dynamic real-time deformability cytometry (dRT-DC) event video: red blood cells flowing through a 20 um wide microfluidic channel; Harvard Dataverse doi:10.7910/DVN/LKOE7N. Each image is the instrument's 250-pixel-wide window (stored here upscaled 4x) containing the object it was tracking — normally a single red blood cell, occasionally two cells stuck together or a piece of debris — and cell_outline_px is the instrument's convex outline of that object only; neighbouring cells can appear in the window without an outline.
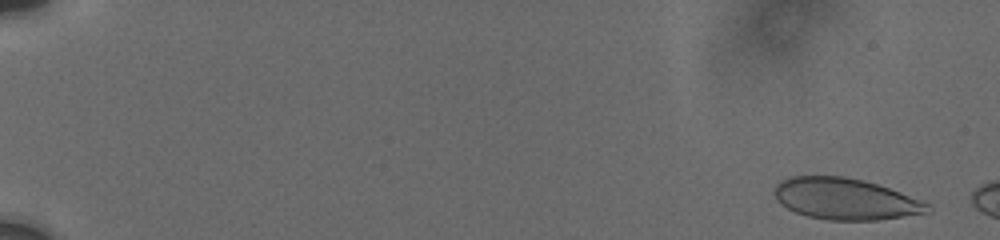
{"species": "human", "species_latin": "Homo sapiens", "temperature_condition": "cold", "stored_images_in_passage": 21, "camera_frame_rate_fps": 3000, "um_per_image_px": 0.085, "donor": {"sex": "male"}, "frame": {"image": 1, "passage_image": 1, "time_ms": 0.0, "image_size_px": [1000, 240], "cell_outline_px": [[932, 212], [876, 220], [828, 220], [808, 216], [796, 212], [780, 204], [776, 200], [772, 192], [776, 184], [780, 180], [792, 176], [844, 176], [864, 180], [900, 192], [920, 200], [928, 204], [932, 208]], "centroid_in_image_um": [71.82, 16.9], "position_along_channel_um": 13.2, "area_um2": 36.99}}
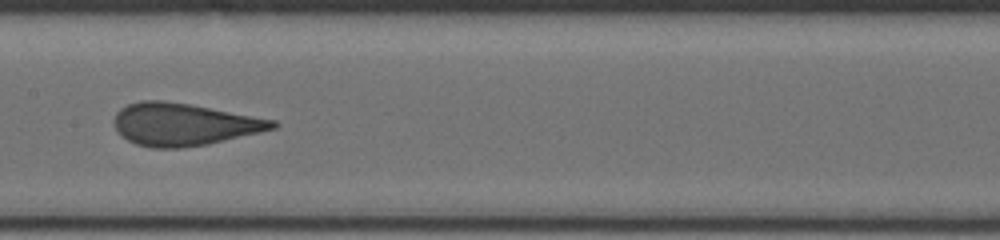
{"frame": {"image": 2, "passage_image": 15, "time_ms": 9.667, "image_size_px": [1000, 240], "cell_outline_px": [[280, 124], [276, 128], [260, 132], [208, 144], [180, 148], [152, 148], [136, 144], [120, 136], [116, 132], [112, 120], [116, 112], [120, 108], [128, 104], [140, 100], [164, 100], [188, 104], [276, 120]], "centroid_in_image_um": [15.57, 10.57], "position_along_channel_um": 191.8, "area_um2": 39.3}}
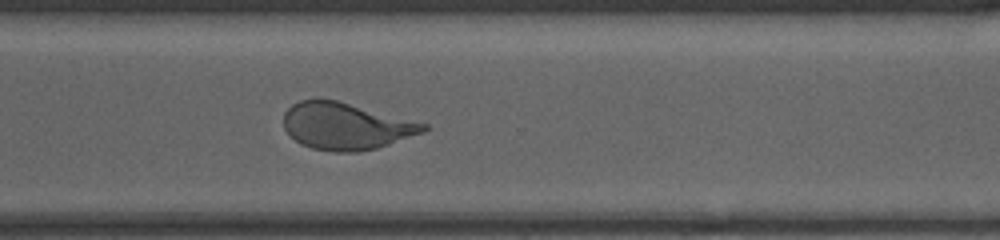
{"frame": {"image": 3, "passage_image": 21, "time_ms": 13.667, "image_size_px": [1000, 240], "cell_outline_px": [[428, 128], [424, 132], [376, 148], [356, 152], [336, 152], [312, 148], [300, 144], [284, 128], [284, 112], [292, 104], [300, 100], [316, 96], [336, 100], [428, 124]], "centroid_in_image_um": [29.36, 10.7], "position_along_channel_um": 341.2, "area_um2": 38.26}}